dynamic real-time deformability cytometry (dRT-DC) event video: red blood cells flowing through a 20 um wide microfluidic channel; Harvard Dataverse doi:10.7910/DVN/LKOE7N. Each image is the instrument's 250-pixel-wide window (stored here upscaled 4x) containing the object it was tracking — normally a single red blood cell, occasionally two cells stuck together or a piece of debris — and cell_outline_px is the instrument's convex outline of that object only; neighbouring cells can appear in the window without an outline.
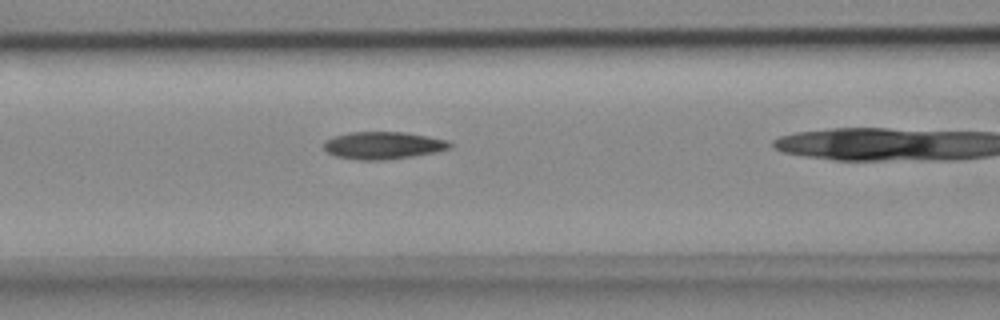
{"species": "common noctule bat (a hibernating species)", "species_latin": "Nyctalus noctula", "temperature_condition": "cold", "stored_images_in_passage": 5, "camera_frame_rate_fps": 3000, "um_per_image_px": 0.085, "animal": {"sex": "female", "body_mass_g": 18.4}, "frame": {"image": 1, "passage_image": 4, "time_ms": 1.0, "image_size_px": [1000, 320], "cell_outline_px": [[452, 148], [436, 152], [388, 160], [360, 160], [336, 156], [328, 152], [324, 148], [324, 144], [328, 140], [336, 136], [352, 132], [404, 132], [428, 136], [448, 140], [452, 144]], "centroid_in_image_um": [32.63, 12.36], "position_along_channel_um": 134.0, "area_um2": 20.0}}